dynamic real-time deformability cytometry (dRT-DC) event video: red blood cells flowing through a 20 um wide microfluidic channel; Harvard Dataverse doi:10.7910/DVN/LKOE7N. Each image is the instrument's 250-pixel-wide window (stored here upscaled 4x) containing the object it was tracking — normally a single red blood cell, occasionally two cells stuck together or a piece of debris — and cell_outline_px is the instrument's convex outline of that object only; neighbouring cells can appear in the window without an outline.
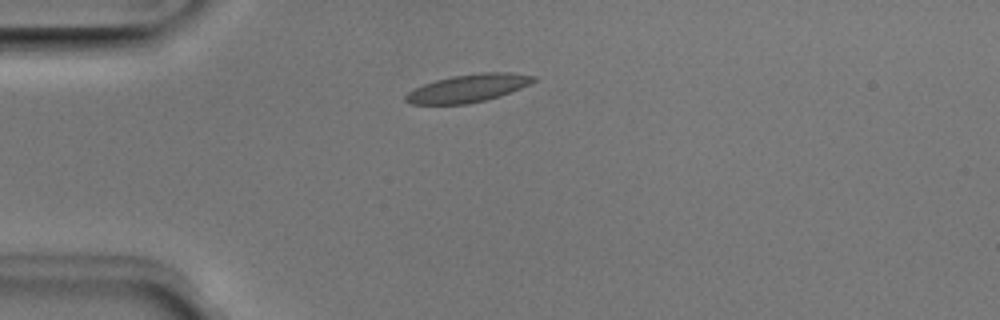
{"species": "Egyptian fruit bat (a non-hibernating species)", "species_latin": "Rousettus aegyptiacus", "temperature_condition": "room temperature", "stored_images_in_passage": 32, "camera_frame_rate_fps": 3000, "um_per_image_px": 0.085, "animal": {"sex": "male"}, "frame": {"image": 1, "passage_image": 1, "time_ms": 0.0, "image_size_px": [1000, 320], "cell_outline_px": [[536, 80], [520, 88], [500, 96], [468, 104], [412, 104], [404, 100], [404, 96], [408, 92], [424, 84], [436, 80], [452, 76], [480, 72], [512, 72], [536, 76]], "centroid_in_image_um": [39.79, 7.49], "position_along_channel_um": 45.2, "area_um2": 20.63}}
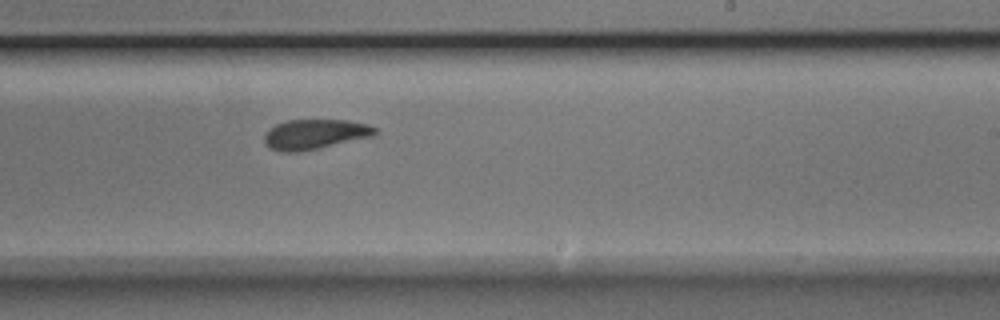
{"frame": {"image": 2, "passage_image": 19, "time_ms": 6.0, "image_size_px": [1000, 320], "cell_outline_px": [[376, 132], [372, 136], [316, 148], [296, 152], [280, 152], [268, 148], [264, 144], [264, 136], [268, 128], [276, 124], [288, 120], [348, 120], [368, 124], [376, 128]], "centroid_in_image_um": [26.69, 11.4], "position_along_channel_um": 262.3, "area_um2": 19.19}}
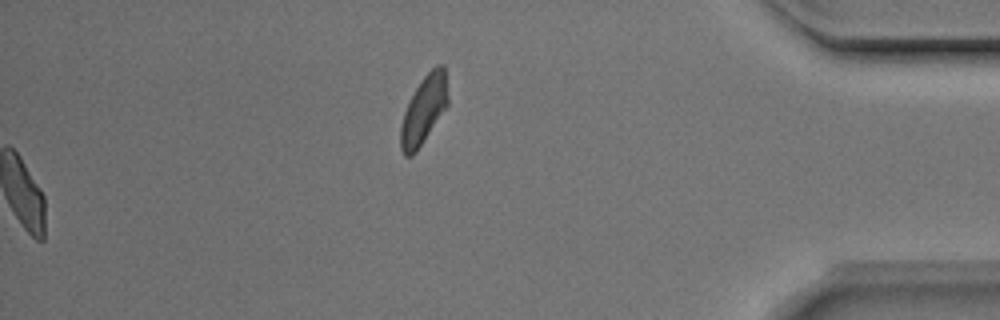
{"frame": {"image": 3, "passage_image": 32, "time_ms": 10.333, "image_size_px": [1000, 320], "cell_outline_px": [[448, 104], [416, 152], [412, 156], [404, 156], [400, 148], [400, 128], [404, 112], [420, 80], [436, 64], [444, 64], [448, 96]], "centroid_in_image_um": [36.02, 9.33], "position_along_channel_um": 399.2, "area_um2": 18.55}, "authors_computed_cell_mechanics": {"area_um2": 19.6809, "velocity_mm_per_s": 3.9628, "shape_relaxation_time_tau1_ms": 3.1228, "shape_relaxation_time_tau2_ms": 1.736, "deformation_change_tau1": 0.1226, "deformation_change_tau2": 0.0708}}